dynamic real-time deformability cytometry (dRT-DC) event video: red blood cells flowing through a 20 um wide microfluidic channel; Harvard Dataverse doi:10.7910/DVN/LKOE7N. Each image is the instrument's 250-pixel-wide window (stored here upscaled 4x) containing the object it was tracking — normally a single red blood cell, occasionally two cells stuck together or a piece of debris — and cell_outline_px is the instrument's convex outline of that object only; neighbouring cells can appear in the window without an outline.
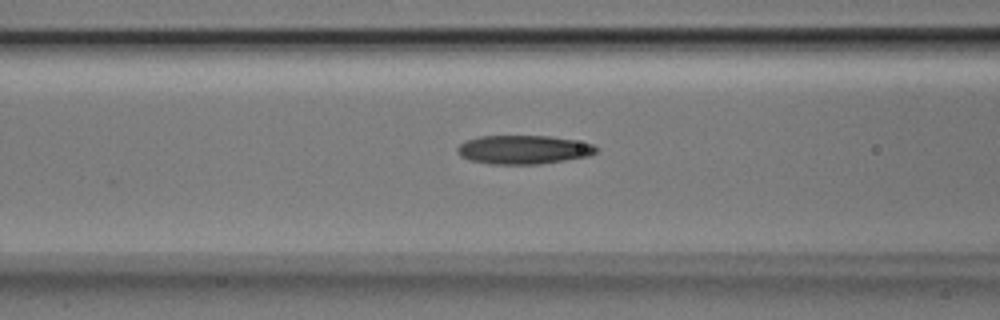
{"species": "Egyptian fruit bat (a non-hibernating species)", "species_latin": "Rousettus aegyptiacus", "temperature_condition": "room temperature", "stored_images_in_passage": 38, "camera_frame_rate_fps": 3000, "um_per_image_px": 0.085, "animal": {"sex": "male"}, "frame": {"image": 1, "passage_image": 19, "time_ms": 6.0, "image_size_px": [1000, 320], "cell_outline_px": [[596, 152], [588, 156], [540, 164], [492, 164], [468, 160], [460, 156], [456, 152], [456, 148], [464, 140], [480, 136], [548, 136], [572, 140], [592, 144], [596, 148]], "centroid_in_image_um": [44.41, 12.72], "position_along_channel_um": 122.2, "area_um2": 23.18}}
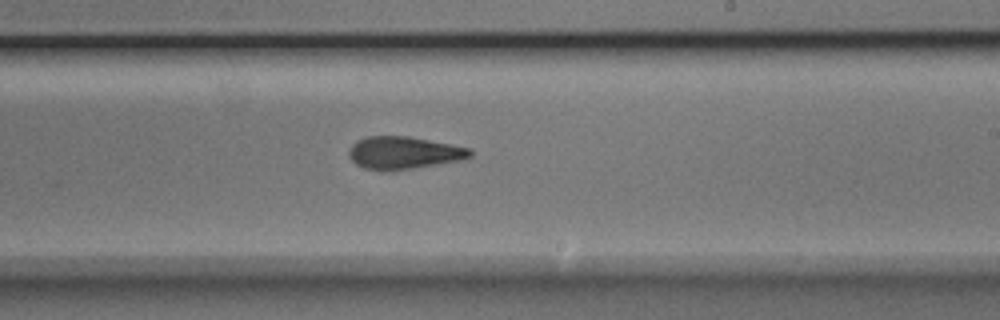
{"frame": {"image": 2, "passage_image": 29, "time_ms": 9.333, "image_size_px": [1000, 320], "cell_outline_px": [[472, 156], [460, 160], [412, 168], [384, 172], [364, 168], [356, 164], [348, 156], [348, 152], [352, 144], [356, 140], [368, 136], [408, 136], [472, 148]], "centroid_in_image_um": [34.29, 12.99], "position_along_channel_um": 254.7, "area_um2": 23.06}}
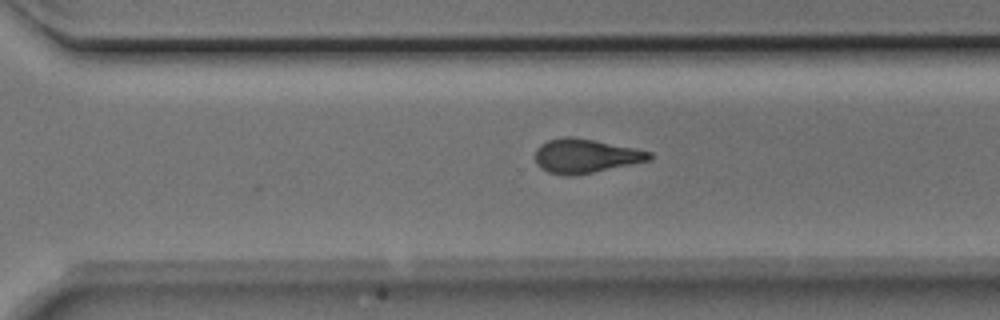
{"frame": {"image": 3, "passage_image": 34, "time_ms": 11.0, "image_size_px": [1000, 320], "cell_outline_px": [[652, 160], [576, 176], [564, 176], [548, 172], [540, 168], [536, 164], [536, 148], [540, 144], [548, 140], [564, 136], [568, 136], [592, 140], [636, 148], [652, 152]], "centroid_in_image_um": [49.76, 13.27], "position_along_channel_um": 320.8, "area_um2": 22.89}, "authors_computed_cell_mechanics": {"area_um2": 22.4264, "velocity_mm_per_s": 3.9862, "shape_relaxation_time_tau1_ms": null, "shape_relaxation_time_tau2_ms": 3.122, "deformation_change_tau1": null, "deformation_change_tau2": 0.1193}}